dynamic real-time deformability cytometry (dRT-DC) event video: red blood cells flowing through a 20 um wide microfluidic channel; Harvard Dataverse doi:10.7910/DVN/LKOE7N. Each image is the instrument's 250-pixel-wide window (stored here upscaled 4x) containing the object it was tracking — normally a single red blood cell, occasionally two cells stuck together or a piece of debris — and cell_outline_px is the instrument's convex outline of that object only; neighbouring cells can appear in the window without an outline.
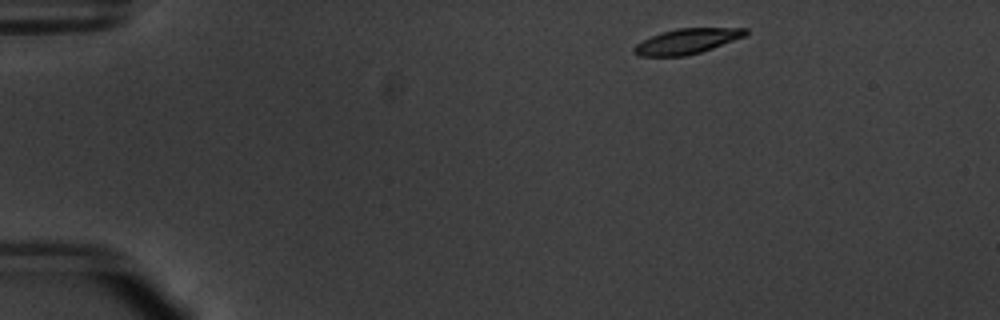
{"species": "common noctule bat (a hibernating species)", "species_latin": "Nyctalus noctula", "temperature_condition": "warm", "stored_images_in_passage": 48, "camera_frame_rate_fps": 3000, "um_per_image_px": 0.085, "animal": {"sex": "male", "body_mass_g": 20.1, "forearm_length_mm": 53.5}, "frame": {"image": 1, "passage_image": 2, "time_ms": 0.333, "image_size_px": [1000, 320], "cell_outline_px": [[748, 32], [744, 36], [712, 48], [700, 52], [684, 56], [640, 56], [632, 52], [632, 48], [636, 44], [660, 32], [676, 28], [748, 28]], "centroid_in_image_um": [58.35, 3.5], "position_along_channel_um": 26.7, "area_um2": 16.24}}
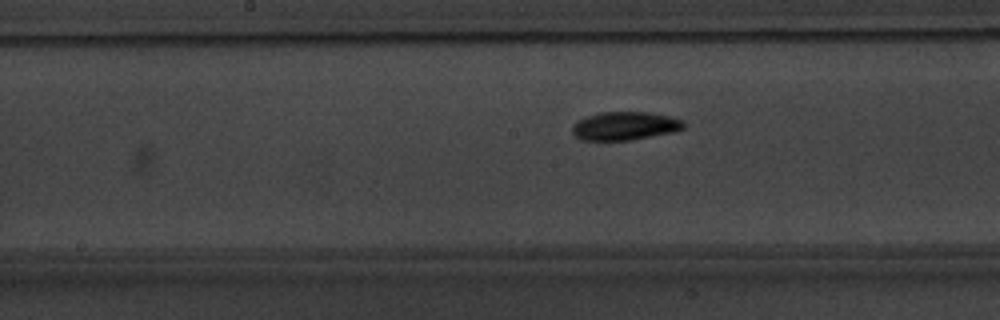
{"frame": {"image": 2, "passage_image": 22, "time_ms": 7.0, "image_size_px": [1000, 320], "cell_outline_px": [[684, 128], [672, 132], [628, 140], [580, 140], [572, 132], [572, 128], [580, 120], [588, 116], [600, 112], [648, 112], [668, 116], [684, 120]], "centroid_in_image_um": [53.13, 10.7], "position_along_channel_um": 195.1, "area_um2": 18.09}}
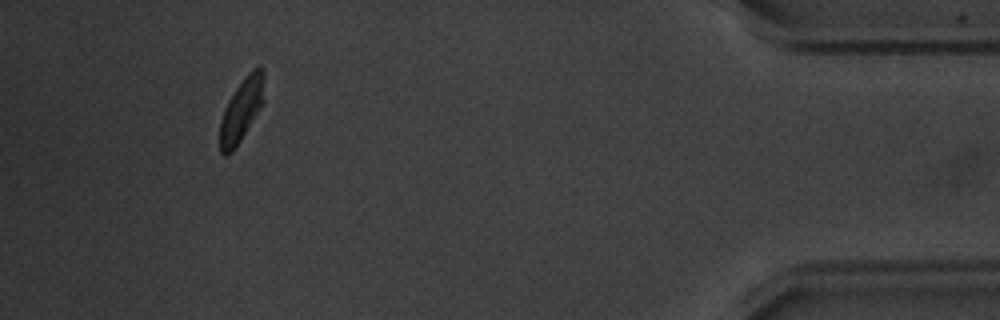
{"frame": {"image": 3, "passage_image": 44, "time_ms": 14.333, "image_size_px": [1000, 320], "cell_outline_px": [[264, 100], [260, 108], [240, 140], [232, 152], [228, 156], [224, 156], [220, 152], [220, 120], [224, 108], [228, 100], [236, 88], [248, 72], [252, 68], [260, 64], [264, 68]], "centroid_in_image_um": [20.53, 9.3], "position_along_channel_um": 414.7, "area_um2": 16.36}, "authors_computed_cell_mechanics": {"area_um2": 17.2533, "velocity_mm_per_s": 3.7627, "shape_relaxation_time_tau1_ms": 2.1013, "shape_relaxation_time_tau2_ms": 2.4179, "deformation_change_tau1": 0.17, "deformation_change_tau2": 0.068}}